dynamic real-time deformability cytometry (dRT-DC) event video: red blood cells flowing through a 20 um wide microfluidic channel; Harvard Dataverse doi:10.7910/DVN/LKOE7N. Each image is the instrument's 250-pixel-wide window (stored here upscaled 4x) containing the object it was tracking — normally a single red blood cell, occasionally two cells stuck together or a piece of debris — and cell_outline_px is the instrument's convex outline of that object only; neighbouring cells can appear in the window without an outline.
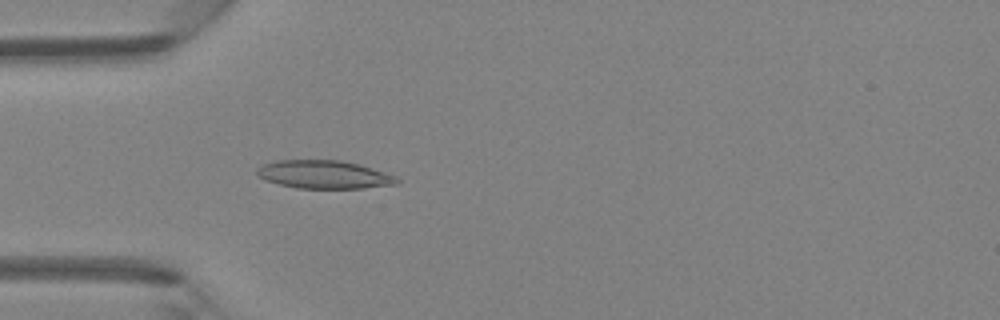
{"species": "Egyptian fruit bat (a non-hibernating species)", "species_latin": "Rousettus aegyptiacus", "temperature_condition": "room temperature", "stored_images_in_passage": 4, "camera_frame_rate_fps": 3000, "um_per_image_px": 0.085, "animal": {"sex": "female"}, "frame": {"image": 1, "passage_image": 4, "time_ms": 3.333, "image_size_px": [1000, 320], "cell_outline_px": [[400, 180], [396, 184], [364, 188], [296, 188], [264, 180], [256, 176], [256, 168], [264, 164], [276, 160], [340, 160], [360, 164], [396, 176]], "centroid_in_image_um": [27.52, 14.83], "position_along_channel_um": 57.5, "area_um2": 23.06}}